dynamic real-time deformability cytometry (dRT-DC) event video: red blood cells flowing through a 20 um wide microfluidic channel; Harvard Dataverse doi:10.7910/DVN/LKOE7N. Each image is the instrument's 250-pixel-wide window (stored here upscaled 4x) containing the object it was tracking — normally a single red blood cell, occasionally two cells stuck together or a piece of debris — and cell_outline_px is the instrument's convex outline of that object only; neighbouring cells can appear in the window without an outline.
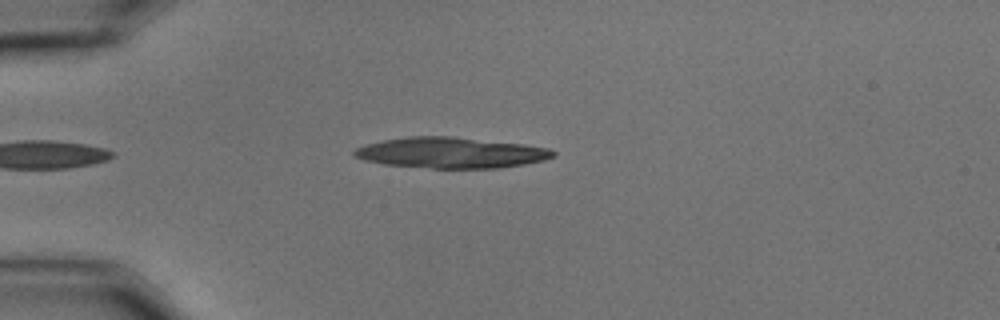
{"species": "common noctule bat (a hibernating species)", "species_latin": "Nyctalus noctula", "temperature_condition": "cold", "stored_images_in_passage": 8, "camera_frame_rate_fps": 3000, "um_per_image_px": 0.085, "animal": {"sex": "male", "body_mass_g": 15.6}, "frame": {"image": 1, "passage_image": 1, "time_ms": 0.0, "image_size_px": [1000, 320], "cell_outline_px": [[556, 156], [544, 160], [524, 164], [500, 168], [432, 168], [384, 164], [364, 160], [356, 156], [352, 152], [356, 148], [364, 144], [384, 140], [408, 136], [452, 136], [524, 144], [548, 148], [556, 152]], "centroid_in_image_um": [38.34, 12.98], "position_along_channel_um": 46.7, "area_um2": 35.72}}